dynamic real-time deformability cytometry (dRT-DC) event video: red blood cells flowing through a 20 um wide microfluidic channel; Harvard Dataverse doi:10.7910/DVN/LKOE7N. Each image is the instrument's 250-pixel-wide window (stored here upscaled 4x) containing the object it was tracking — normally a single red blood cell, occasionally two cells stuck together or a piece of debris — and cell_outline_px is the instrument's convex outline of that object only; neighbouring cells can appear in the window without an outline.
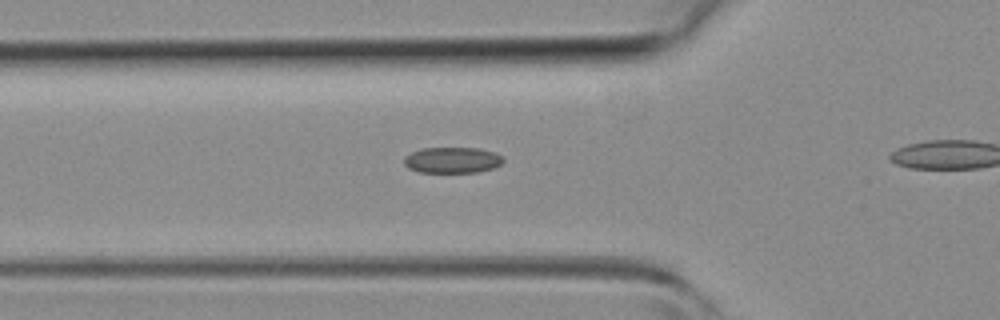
{"species": "common noctule bat (a hibernating species)", "species_latin": "Nyctalus noctula", "temperature_condition": "room temperature", "stored_images_in_passage": 29, "camera_frame_rate_fps": 3000, "um_per_image_px": 0.085, "animal": {"sex": "female", "body_mass_g": 19.3, "forearm_length_mm": 54.1}, "frame": {"image": 1, "passage_image": 10, "time_ms": 3.0, "image_size_px": [1000, 320], "cell_outline_px": [[504, 160], [500, 164], [492, 168], [480, 172], [420, 172], [408, 168], [404, 164], [404, 156], [412, 152], [424, 148], [480, 148], [496, 152], [504, 156]], "centroid_in_image_um": [38.47, 13.6], "position_along_channel_um": 87.3, "area_um2": 15.09}}
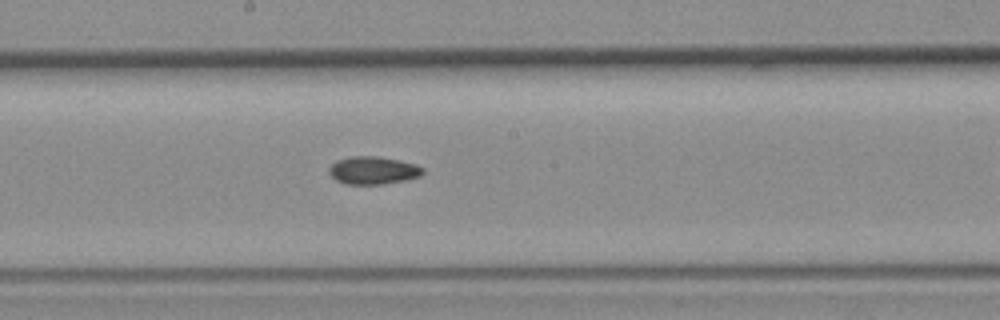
{"frame": {"image": 2, "passage_image": 18, "time_ms": 5.667, "image_size_px": [1000, 320], "cell_outline_px": [[424, 172], [420, 176], [404, 180], [384, 184], [344, 184], [336, 180], [328, 172], [328, 168], [336, 160], [348, 156], [376, 156], [416, 164], [424, 168]], "centroid_in_image_um": [31.68, 14.48], "position_along_channel_um": 216.5, "area_um2": 15.2}}
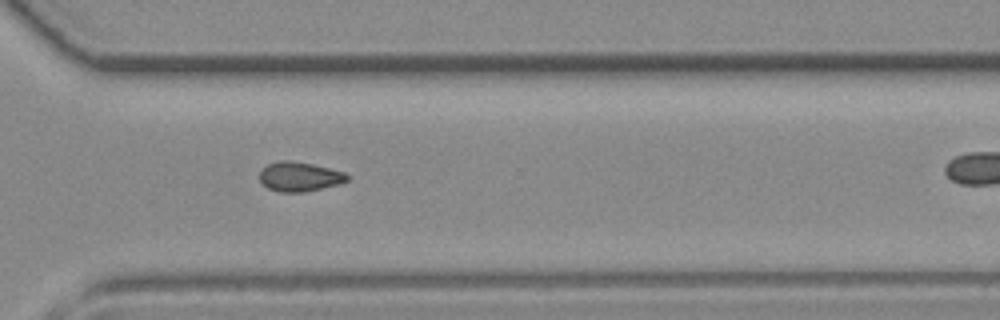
{"frame": {"image": 3, "passage_image": 26, "time_ms": 8.333, "image_size_px": [1000, 320], "cell_outline_px": [[348, 180], [340, 184], [304, 192], [280, 192], [268, 188], [260, 180], [260, 172], [268, 164], [280, 160], [292, 160], [312, 164], [344, 172], [348, 176]], "centroid_in_image_um": [25.46, 15.01], "position_along_channel_um": 345.1, "area_um2": 14.91}}